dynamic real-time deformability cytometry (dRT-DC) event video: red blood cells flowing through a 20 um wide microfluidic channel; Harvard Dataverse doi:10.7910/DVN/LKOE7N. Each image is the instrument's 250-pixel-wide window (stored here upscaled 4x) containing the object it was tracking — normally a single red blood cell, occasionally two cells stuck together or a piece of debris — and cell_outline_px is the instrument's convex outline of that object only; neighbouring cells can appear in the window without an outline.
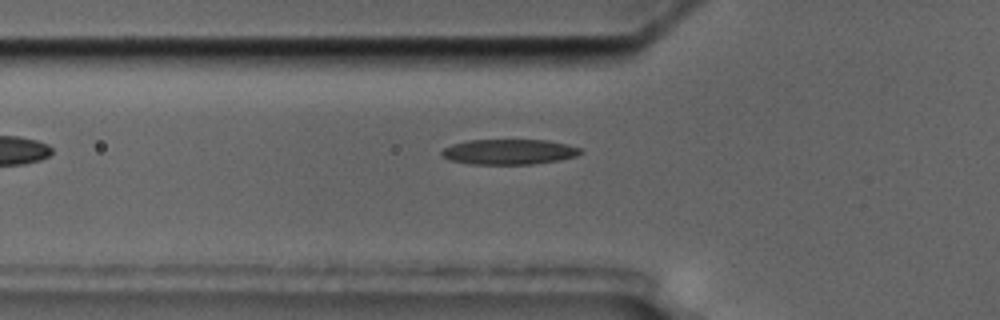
{"species": "common noctule bat (a hibernating species)", "species_latin": "Nyctalus noctula", "temperature_condition": "cold", "stored_images_in_passage": 5, "camera_frame_rate_fps": 3000, "um_per_image_px": 0.085, "animal": {"sex": "male", "body_mass_g": 17.5, "forearm_length_mm": 52.3}, "frame": {"image": 1, "passage_image": 5, "time_ms": 4.333, "image_size_px": [1000, 320], "cell_outline_px": [[580, 152], [576, 156], [560, 160], [532, 164], [472, 164], [448, 160], [440, 156], [440, 152], [444, 148], [452, 144], [468, 140], [548, 140], [568, 144], [580, 148]], "centroid_in_image_um": [43.23, 12.9], "position_along_channel_um": 82.6, "area_um2": 20.52}}